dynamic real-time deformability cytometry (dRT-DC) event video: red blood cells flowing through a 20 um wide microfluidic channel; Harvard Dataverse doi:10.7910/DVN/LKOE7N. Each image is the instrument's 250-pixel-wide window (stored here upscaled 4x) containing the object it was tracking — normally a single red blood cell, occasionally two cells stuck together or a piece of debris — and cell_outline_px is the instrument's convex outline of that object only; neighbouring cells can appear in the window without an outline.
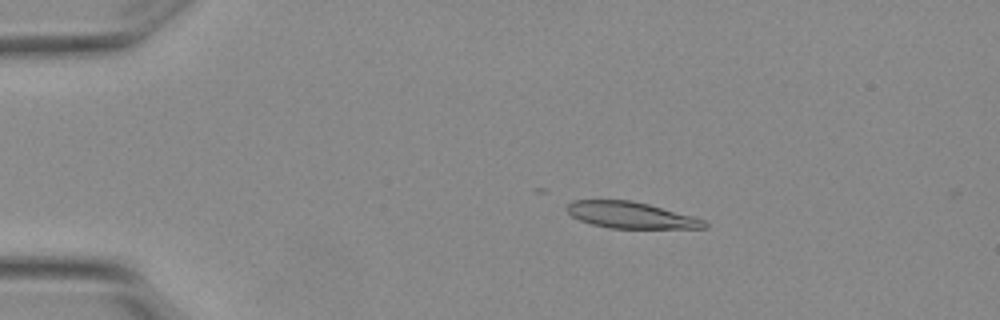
{"species": "Egyptian fruit bat (a non-hibernating species)", "species_latin": "Rousettus aegyptiacus", "temperature_condition": "warm", "stored_images_in_passage": 3, "camera_frame_rate_fps": 3000, "um_per_image_px": 0.085, "animal": {"sex": "female"}, "frame": {"image": 1, "passage_image": 2, "time_ms": 0.333, "image_size_px": [1000, 320], "cell_outline_px": [[708, 228], [612, 228], [592, 224], [580, 220], [572, 216], [564, 208], [572, 200], [632, 200], [648, 204], [692, 216], [704, 220], [708, 224]], "centroid_in_image_um": [53.6, 18.28], "position_along_channel_um": 31.4, "area_um2": 20.98}}